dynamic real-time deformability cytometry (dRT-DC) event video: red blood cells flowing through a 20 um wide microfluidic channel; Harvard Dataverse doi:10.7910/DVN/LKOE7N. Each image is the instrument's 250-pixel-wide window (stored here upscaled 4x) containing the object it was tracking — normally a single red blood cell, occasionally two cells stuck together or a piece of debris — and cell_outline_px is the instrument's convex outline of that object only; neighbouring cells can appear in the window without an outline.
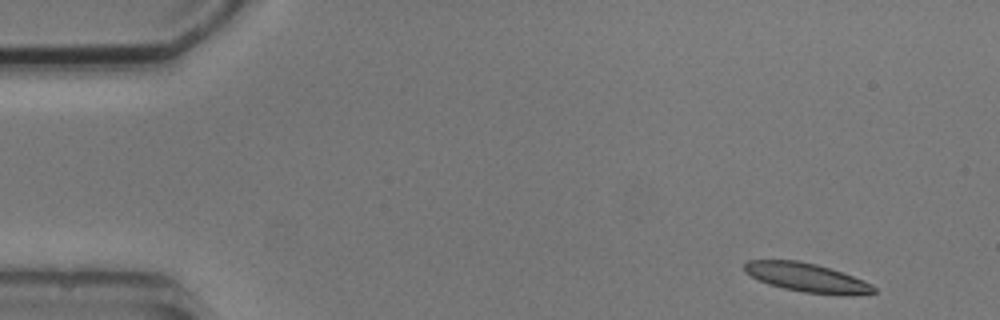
{"species": "common noctule bat (a hibernating species)", "species_latin": "Nyctalus noctula", "temperature_condition": "cold", "stored_images_in_passage": 4, "camera_frame_rate_fps": 3000, "um_per_image_px": 0.085, "animal": {"sex": "male", "body_mass_g": 20.5, "forearm_length_mm": 52.5}, "frame": {"image": 1, "passage_image": 1, "time_ms": 0.0, "image_size_px": [1000, 320], "cell_outline_px": [[876, 292], [848, 296], [836, 296], [804, 292], [784, 288], [768, 284], [744, 272], [744, 264], [748, 260], [796, 260], [816, 264], [864, 280], [872, 284], [876, 288]], "centroid_in_image_um": [68.61, 23.61], "position_along_channel_um": 16.4, "area_um2": 21.79}}
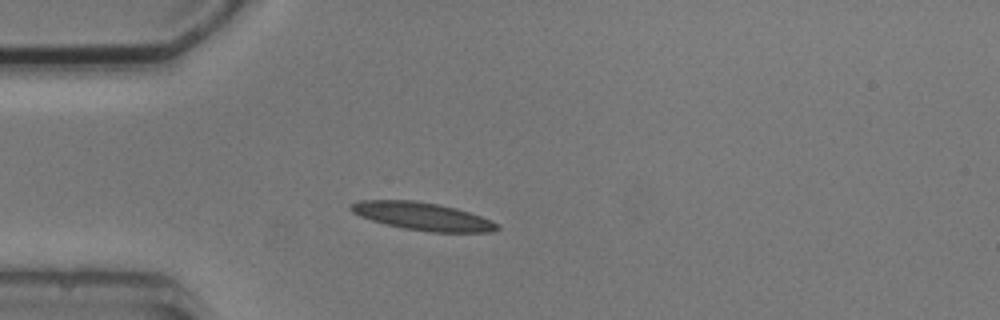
{"frame": {"image": 2, "passage_image": 4, "time_ms": 3.333, "image_size_px": [1000, 320], "cell_outline_px": [[500, 228], [492, 232], [432, 232], [404, 228], [372, 220], [360, 216], [352, 212], [348, 208], [348, 204], [360, 200], [416, 200], [456, 208], [480, 216], [500, 224]], "centroid_in_image_um": [35.9, 18.38], "position_along_channel_um": 49.1, "area_um2": 23.58}}